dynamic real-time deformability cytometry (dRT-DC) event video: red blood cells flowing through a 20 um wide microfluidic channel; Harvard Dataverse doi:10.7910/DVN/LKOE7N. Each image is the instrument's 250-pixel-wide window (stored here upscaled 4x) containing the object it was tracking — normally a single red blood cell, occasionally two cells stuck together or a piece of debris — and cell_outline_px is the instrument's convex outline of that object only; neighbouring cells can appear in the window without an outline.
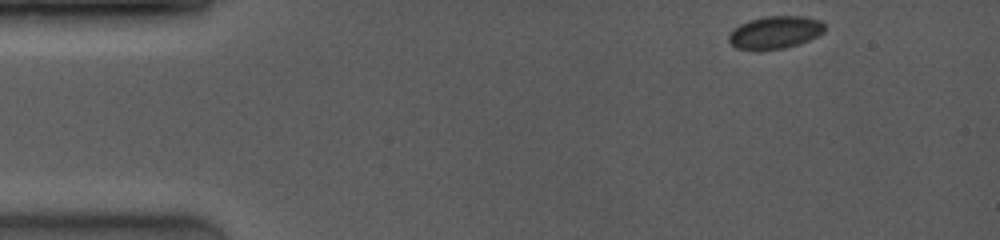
{"species": "common noctule bat (a hibernating species)", "species_latin": "Nyctalus noctula", "temperature_condition": "room temperature", "stored_images_in_passage": 29, "camera_frame_rate_fps": 4000, "um_per_image_px": 0.085, "animal": {"sex": "female", "body_mass_g": 19.0, "forearm_length_mm": 53.3}, "frame": {"image": 1, "passage_image": 1, "time_ms": 0.0, "image_size_px": [1000, 240], "cell_outline_px": [[824, 32], [808, 40], [784, 48], [760, 52], [756, 52], [736, 48], [728, 40], [728, 36], [732, 28], [748, 20], [764, 16], [804, 16], [820, 20], [824, 24]], "centroid_in_image_um": [65.82, 2.77], "position_along_channel_um": 19.2, "area_um2": 18.61}}
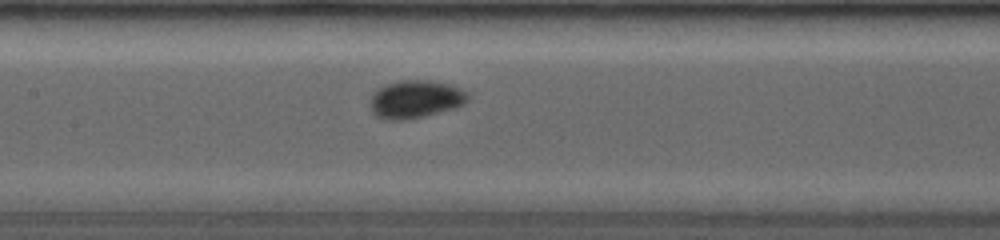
{"frame": {"image": 2, "passage_image": 22, "time_ms": 6.0, "image_size_px": [1000, 240], "cell_outline_px": [[468, 100], [464, 104], [452, 108], [424, 116], [404, 120], [384, 120], [376, 116], [372, 112], [372, 96], [380, 88], [388, 84], [400, 80], [436, 80], [460, 88], [468, 92]], "centroid_in_image_um": [35.34, 8.43], "position_along_channel_um": 172.1, "area_um2": 21.33}}
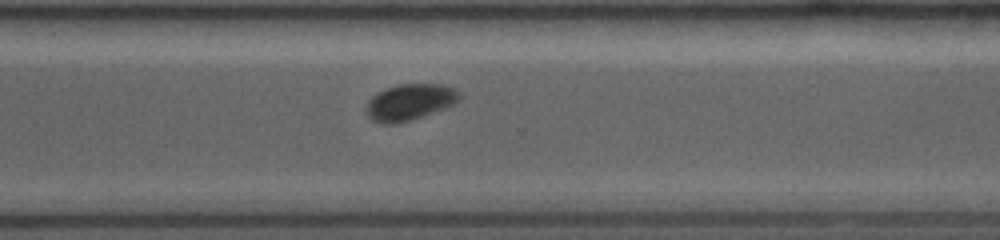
{"frame": {"image": 3, "passage_image": 29, "time_ms": 10.0, "image_size_px": [1000, 240], "cell_outline_px": [[460, 100], [444, 108], [412, 120], [392, 124], [380, 124], [372, 120], [368, 116], [364, 108], [368, 100], [372, 96], [384, 88], [400, 84], [440, 84], [456, 88], [460, 92]], "centroid_in_image_um": [34.8, 8.68], "position_along_channel_um": 335.8, "area_um2": 19.88}}